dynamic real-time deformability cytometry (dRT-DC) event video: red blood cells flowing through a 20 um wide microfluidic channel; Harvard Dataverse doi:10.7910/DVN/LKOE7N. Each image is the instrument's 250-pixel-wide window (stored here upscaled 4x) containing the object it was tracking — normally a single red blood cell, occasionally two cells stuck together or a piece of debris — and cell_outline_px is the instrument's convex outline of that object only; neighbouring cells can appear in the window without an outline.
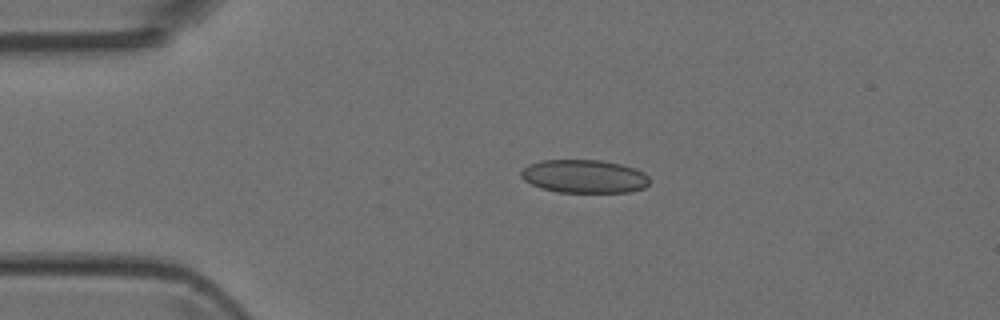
{"species": "Egyptian fruit bat (a non-hibernating species)", "species_latin": "Rousettus aegyptiacus", "temperature_condition": "room temperature", "stored_images_in_passage": 4, "camera_frame_rate_fps": 3000, "um_per_image_px": 0.085, "animal": {"sex": "female"}, "frame": {"image": 1, "passage_image": 3, "time_ms": 3.0, "image_size_px": [1000, 320], "cell_outline_px": [[648, 184], [644, 188], [628, 192], [556, 192], [540, 188], [524, 180], [520, 176], [520, 172], [528, 164], [540, 160], [600, 160], [620, 164], [636, 168], [644, 172], [648, 176]], "centroid_in_image_um": [49.64, 14.99], "position_along_channel_um": 35.4, "area_um2": 25.03}}